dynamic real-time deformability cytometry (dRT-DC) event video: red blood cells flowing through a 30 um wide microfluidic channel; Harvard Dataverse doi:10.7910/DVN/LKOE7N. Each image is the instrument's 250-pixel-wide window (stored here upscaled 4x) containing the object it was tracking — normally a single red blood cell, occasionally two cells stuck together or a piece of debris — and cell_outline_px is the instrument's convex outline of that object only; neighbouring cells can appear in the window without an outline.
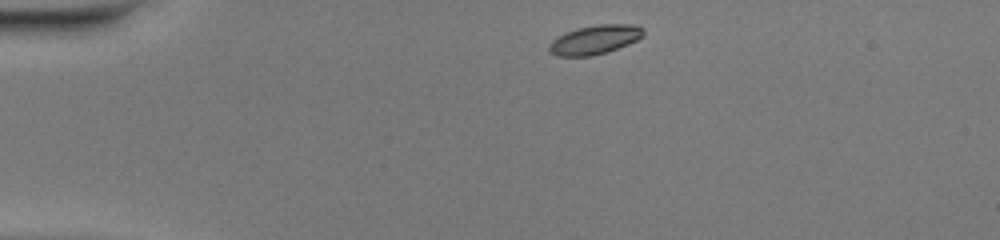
{"species": "common noctule bat (a hibernating species)", "species_latin": "Nyctalus noctula", "temperature_condition": "warm", "stored_images_in_passage": 41, "camera_frame_rate_fps": 3000, "um_per_image_px": 0.085, "animal": {"sex": "female", "body_mass_g": 20.0, "forearm_length_mm": 54.0}, "frame": {"image": 1, "passage_image": 1, "time_ms": 0.0, "image_size_px": [1000, 240], "cell_outline_px": [[644, 36], [628, 44], [592, 56], [556, 56], [548, 52], [548, 44], [556, 36], [580, 28], [600, 24], [636, 24], [644, 28]], "centroid_in_image_um": [50.55, 3.37], "position_along_channel_um": 34.5, "area_um2": 15.95}}
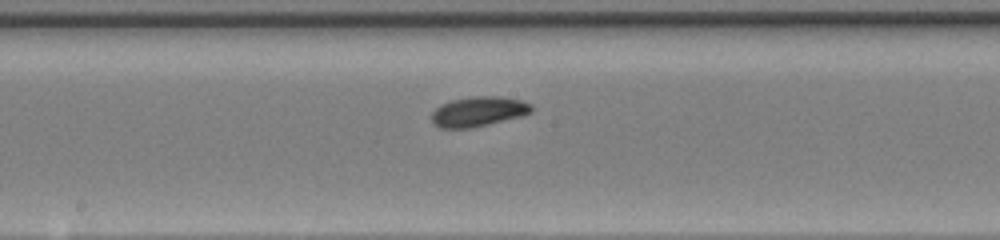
{"frame": {"image": 2, "passage_image": 18, "time_ms": 5.667, "image_size_px": [1000, 240], "cell_outline_px": [[532, 112], [520, 116], [472, 128], [440, 128], [432, 124], [432, 112], [440, 104], [452, 100], [472, 96], [496, 96], [520, 100], [532, 104]], "centroid_in_image_um": [40.63, 9.48], "position_along_channel_um": 207.6, "area_um2": 17.34}}
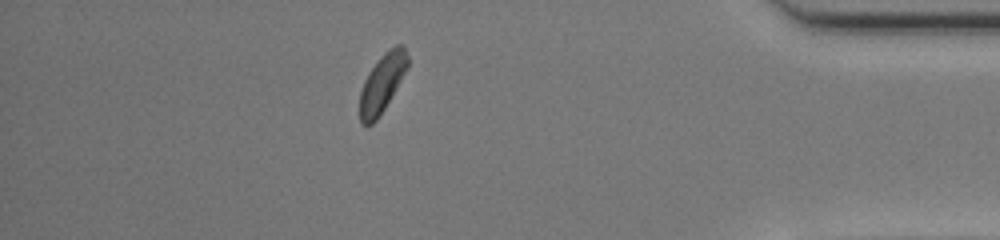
{"frame": {"image": 3, "passage_image": 35, "time_ms": 11.333, "image_size_px": [1000, 240], "cell_outline_px": [[408, 68], [384, 108], [376, 120], [372, 124], [360, 124], [360, 92], [364, 80], [368, 72], [380, 56], [388, 48], [396, 44], [400, 44], [404, 48], [408, 56]], "centroid_in_image_um": [32.48, 7.03], "position_along_channel_um": 402.7, "area_um2": 16.13}, "authors_computed_cell_mechanics": {"area_um2": 16.4152, "velocity_mm_per_s": 4.0885, "shape_relaxation_time_tau1_ms": 5.8612, "shape_relaxation_time_tau2_ms": 3.0335, "deformation_change_tau1": 0.1567, "deformation_change_tau2": 0.0773}}